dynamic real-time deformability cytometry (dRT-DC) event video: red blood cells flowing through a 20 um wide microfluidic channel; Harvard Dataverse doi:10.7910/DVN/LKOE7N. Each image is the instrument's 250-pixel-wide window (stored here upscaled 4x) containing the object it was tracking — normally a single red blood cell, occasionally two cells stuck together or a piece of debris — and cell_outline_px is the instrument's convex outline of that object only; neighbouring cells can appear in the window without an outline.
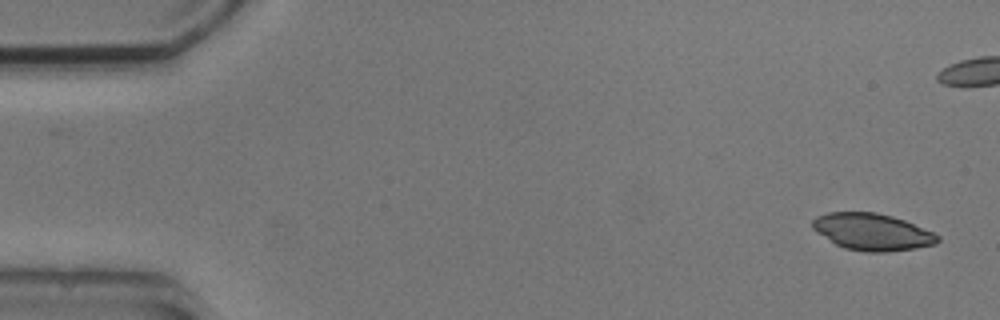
{"species": "common noctule bat (a hibernating species)", "species_latin": "Nyctalus noctula", "temperature_condition": "cold", "stored_images_in_passage": 2, "camera_frame_rate_fps": 3000, "um_per_image_px": 0.085, "animal": {"sex": "male", "body_mass_g": 20.5, "forearm_length_mm": 52.5}, "frame": {"image": 1, "passage_image": 2, "time_ms": 1.667, "image_size_px": [1000, 320], "cell_outline_px": [[940, 240], [936, 244], [916, 248], [888, 252], [864, 252], [844, 248], [836, 244], [816, 232], [812, 228], [812, 220], [816, 216], [828, 212], [876, 212], [892, 216], [904, 220], [932, 232], [940, 236]], "centroid_in_image_um": [74.13, 19.71], "position_along_channel_um": 10.9, "area_um2": 26.93}}